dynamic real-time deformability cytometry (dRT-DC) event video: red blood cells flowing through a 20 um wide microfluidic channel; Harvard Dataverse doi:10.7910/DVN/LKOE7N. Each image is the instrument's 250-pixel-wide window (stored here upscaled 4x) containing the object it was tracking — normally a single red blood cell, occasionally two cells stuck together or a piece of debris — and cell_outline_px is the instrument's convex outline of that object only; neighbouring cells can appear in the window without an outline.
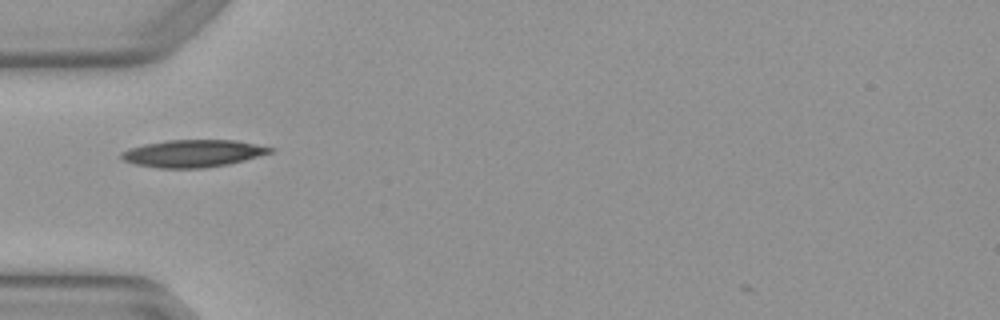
{"species": "Egyptian fruit bat (a non-hibernating species)", "species_latin": "Rousettus aegyptiacus", "temperature_condition": "warm", "stored_images_in_passage": 2, "camera_frame_rate_fps": 3000, "um_per_image_px": 0.085, "animal": {"sex": "female"}, "frame": {"image": 1, "passage_image": 2, "time_ms": 0.333, "image_size_px": [1000, 320], "cell_outline_px": [[276, 148], [272, 152], [244, 160], [228, 164], [204, 168], [156, 168], [136, 164], [124, 160], [120, 156], [120, 152], [128, 148], [144, 144], [168, 140], [236, 140]], "centroid_in_image_um": [16.39, 13.04], "position_along_channel_um": 68.6, "area_um2": 23.7}}